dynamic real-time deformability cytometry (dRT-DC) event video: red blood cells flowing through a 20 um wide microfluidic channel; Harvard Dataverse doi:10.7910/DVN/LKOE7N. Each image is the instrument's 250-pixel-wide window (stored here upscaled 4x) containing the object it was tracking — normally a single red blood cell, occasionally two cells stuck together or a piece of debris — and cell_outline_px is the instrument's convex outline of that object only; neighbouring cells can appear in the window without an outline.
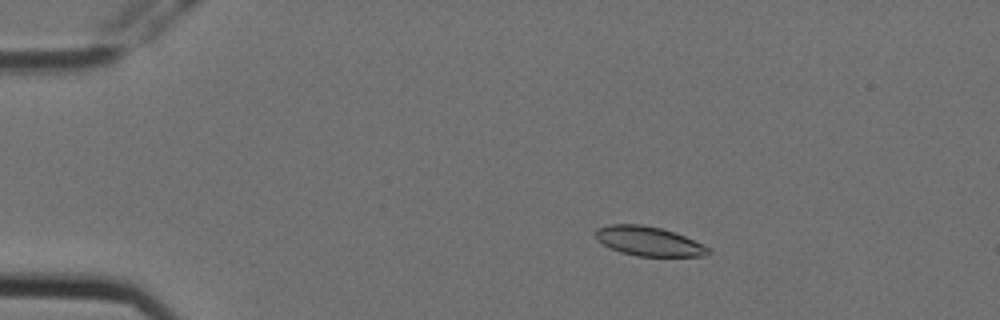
{"species": "Egyptian fruit bat (a non-hibernating species)", "species_latin": "Rousettus aegyptiacus", "temperature_condition": "cold", "stored_images_in_passage": 5, "camera_frame_rate_fps": 3000, "um_per_image_px": 0.085, "animal": {"sex": "female"}, "frame": {"image": 1, "passage_image": 3, "time_ms": 0.667, "image_size_px": [1000, 320], "cell_outline_px": [[712, 252], [708, 256], [636, 256], [620, 252], [604, 244], [596, 236], [596, 228], [608, 224], [640, 224], [660, 228], [684, 236], [704, 244]], "centroid_in_image_um": [55.17, 20.51], "position_along_channel_um": 29.8, "area_um2": 19.13}}